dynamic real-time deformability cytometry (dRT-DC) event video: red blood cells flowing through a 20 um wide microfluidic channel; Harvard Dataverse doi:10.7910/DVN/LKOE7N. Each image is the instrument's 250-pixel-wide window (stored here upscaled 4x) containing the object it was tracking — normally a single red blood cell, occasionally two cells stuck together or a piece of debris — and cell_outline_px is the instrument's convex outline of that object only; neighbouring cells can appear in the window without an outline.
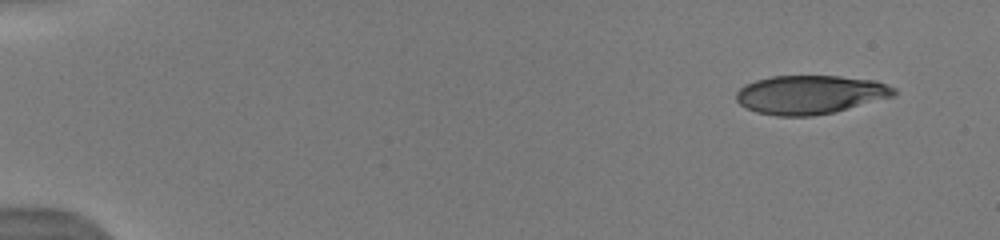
{"species": "human", "species_latin": "Homo sapiens", "temperature_condition": "warm", "stored_images_in_passage": 9, "camera_frame_rate_fps": 3000, "um_per_image_px": 0.085, "donor": {"sex": "male"}, "frame": {"image": 1, "passage_image": 1, "time_ms": 0.0, "image_size_px": [1000, 240], "cell_outline_px": [[896, 96], [836, 112], [812, 116], [776, 116], [756, 112], [740, 104], [736, 100], [736, 92], [744, 84], [756, 80], [772, 76], [840, 76], [876, 80], [896, 88]], "centroid_in_image_um": [68.9, 8.04], "position_along_channel_um": 16.1, "area_um2": 35.95}}
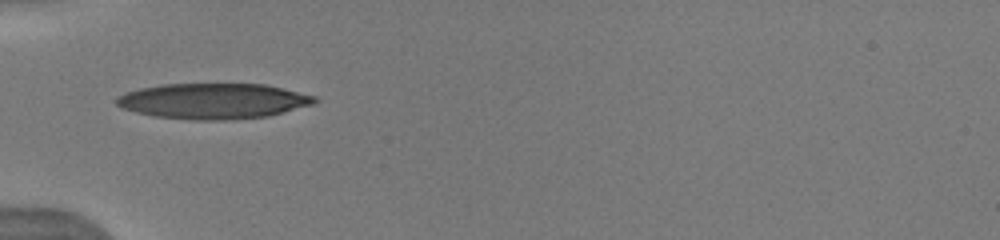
{"frame": {"image": 2, "passage_image": 6, "time_ms": 4.667, "image_size_px": [1000, 240], "cell_outline_px": [[320, 100], [316, 104], [268, 116], [224, 120], [196, 120], [156, 116], [136, 112], [120, 108], [116, 104], [116, 96], [124, 92], [140, 88], [160, 84], [264, 84], [316, 96]], "centroid_in_image_um": [18.13, 8.58], "position_along_channel_um": 66.9, "area_um2": 41.21}}